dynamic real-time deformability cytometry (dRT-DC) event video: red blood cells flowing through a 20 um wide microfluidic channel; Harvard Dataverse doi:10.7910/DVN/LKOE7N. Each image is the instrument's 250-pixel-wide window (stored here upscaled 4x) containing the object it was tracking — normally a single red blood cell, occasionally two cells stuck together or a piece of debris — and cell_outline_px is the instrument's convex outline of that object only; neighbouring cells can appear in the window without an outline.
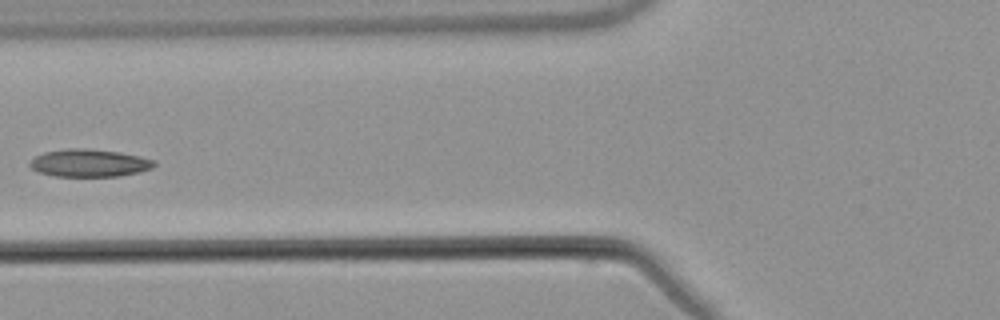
{"species": "common noctule bat (a hibernating species)", "species_latin": "Nyctalus noctula", "temperature_condition": "warm", "stored_images_in_passage": 7, "camera_frame_rate_fps": 3000, "um_per_image_px": 0.085, "animal": {"sex": "male", "body_mass_g": 21.5, "forearm_length_mm": 52.0}, "frame": {"image": 1, "passage_image": 6, "time_ms": 6.333, "image_size_px": [1000, 320], "cell_outline_px": [[156, 164], [152, 168], [140, 172], [120, 176], [56, 176], [40, 172], [32, 168], [28, 164], [36, 156], [44, 152], [68, 148], [88, 148], [120, 152], [140, 156], [156, 160]], "centroid_in_image_um": [7.64, 13.85], "position_along_channel_um": 118.2, "area_um2": 20.06}}
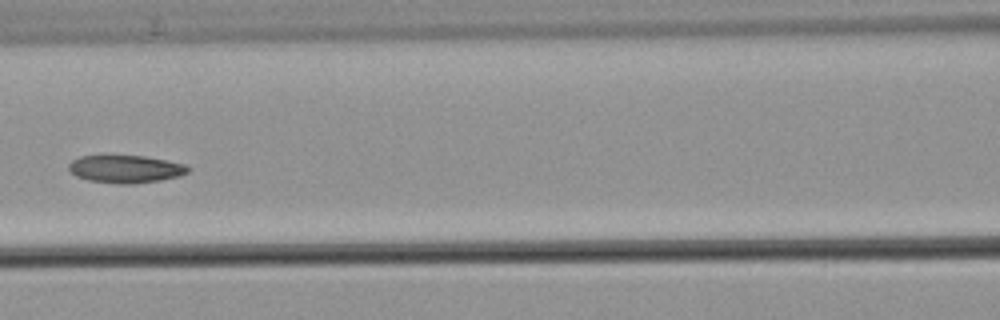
{"frame": {"image": 2, "passage_image": 7, "time_ms": 7.333, "image_size_px": [1000, 320], "cell_outline_px": [[192, 168], [188, 172], [180, 176], [160, 180], [136, 184], [120, 184], [88, 180], [76, 176], [68, 168], [68, 164], [72, 160], [80, 156], [100, 152], [144, 156], [184, 164]], "centroid_in_image_um": [10.62, 14.32], "position_along_channel_um": 156.0, "area_um2": 20.11}}